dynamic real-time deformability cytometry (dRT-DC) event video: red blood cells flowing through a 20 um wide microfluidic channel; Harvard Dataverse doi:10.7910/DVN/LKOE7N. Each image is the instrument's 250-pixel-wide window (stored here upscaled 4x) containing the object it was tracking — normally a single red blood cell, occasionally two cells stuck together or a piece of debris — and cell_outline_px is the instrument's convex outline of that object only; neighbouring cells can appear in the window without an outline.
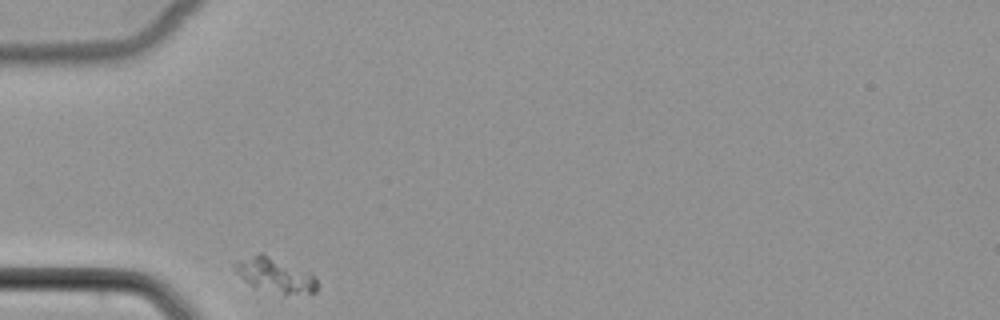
{"species": "common noctule bat (a hibernating species)", "species_latin": "Nyctalus noctula", "temperature_condition": "cold", "stored_images_in_passage": 29, "camera_frame_rate_fps": 3000, "um_per_image_px": 0.085, "animal": {"sex": "female", "body_mass_g": 22.7, "forearm_length_mm": 54.2}, "frame": {"image": 1, "passage_image": 1, "time_ms": 0.0, "image_size_px": [1000, 320], "cell_outline_px": [[316, 292], [284, 296], [252, 284], [244, 280], [232, 268], [240, 260], [260, 252], [264, 252], [308, 272], [316, 276]], "centroid_in_image_um": [23.42, 23.38], "position_along_channel_um": 61.6, "area_um2": 16.42}}
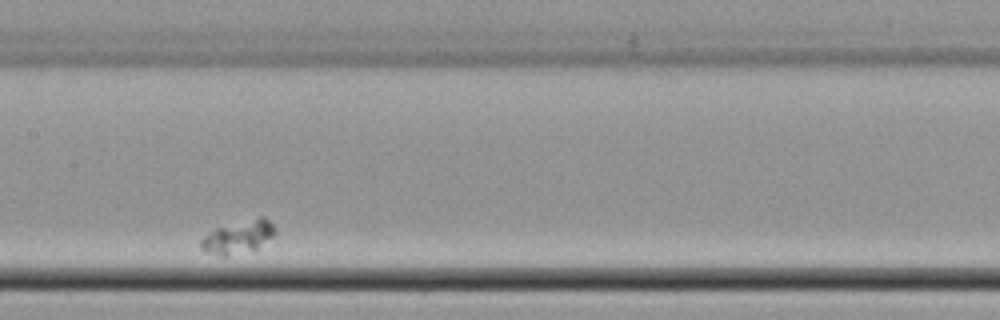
{"frame": {"image": 2, "passage_image": 13, "time_ms": 4.0, "image_size_px": [1000, 320], "cell_outline_px": [[276, 232], [272, 236], [256, 248], [224, 256], [204, 252], [200, 248], [200, 240], [208, 232], [216, 228], [260, 216], [264, 216], [276, 228]], "centroid_in_image_um": [20.22, 20.12], "position_along_channel_um": 187.2, "area_um2": 13.93}}
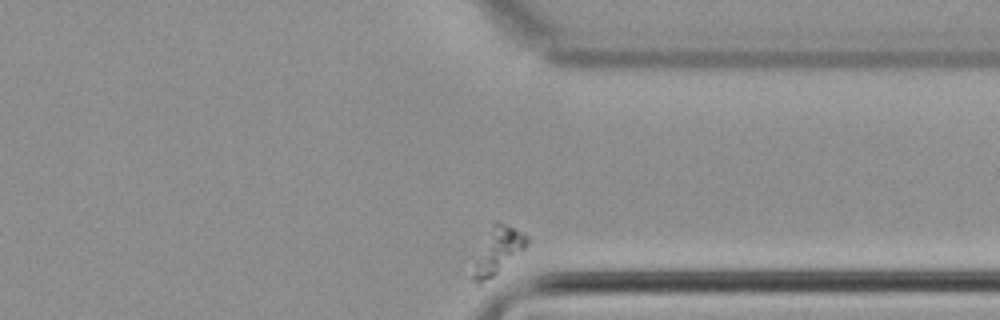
{"frame": {"image": 3, "passage_image": 29, "time_ms": 9.333, "image_size_px": [1000, 320], "cell_outline_px": [[528, 244], [524, 248], [492, 276], [480, 284], [476, 284], [472, 280], [472, 276], [476, 260], [496, 220], [516, 228], [528, 236]], "centroid_in_image_um": [42.35, 21.31], "position_along_channel_um": 369.0, "area_um2": 13.41}}